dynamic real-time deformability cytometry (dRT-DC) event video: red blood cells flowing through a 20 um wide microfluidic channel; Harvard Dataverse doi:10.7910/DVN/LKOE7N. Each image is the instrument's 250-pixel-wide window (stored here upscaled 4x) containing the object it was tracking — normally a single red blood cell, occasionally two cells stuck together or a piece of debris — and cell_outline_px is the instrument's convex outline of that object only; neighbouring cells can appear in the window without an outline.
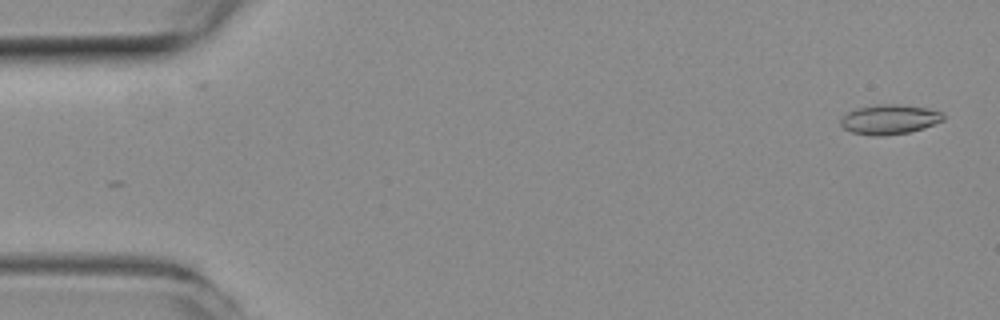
{"species": "common noctule bat (a hibernating species)", "species_latin": "Nyctalus noctula", "temperature_condition": "room temperature", "stored_images_in_passage": 8, "camera_frame_rate_fps": 3000, "um_per_image_px": 0.085, "animal": {"sex": "female", "body_mass_g": 19.3, "forearm_length_mm": 54.1}, "frame": {"image": 1, "passage_image": 1, "time_ms": 0.0, "image_size_px": [1000, 320], "cell_outline_px": [[944, 120], [924, 128], [908, 132], [884, 136], [872, 136], [852, 132], [844, 128], [840, 124], [840, 120], [848, 112], [856, 108], [876, 104], [900, 104], [928, 108], [940, 112], [944, 116]], "centroid_in_image_um": [75.6, 10.14], "position_along_channel_um": 9.4, "area_um2": 17.8}}